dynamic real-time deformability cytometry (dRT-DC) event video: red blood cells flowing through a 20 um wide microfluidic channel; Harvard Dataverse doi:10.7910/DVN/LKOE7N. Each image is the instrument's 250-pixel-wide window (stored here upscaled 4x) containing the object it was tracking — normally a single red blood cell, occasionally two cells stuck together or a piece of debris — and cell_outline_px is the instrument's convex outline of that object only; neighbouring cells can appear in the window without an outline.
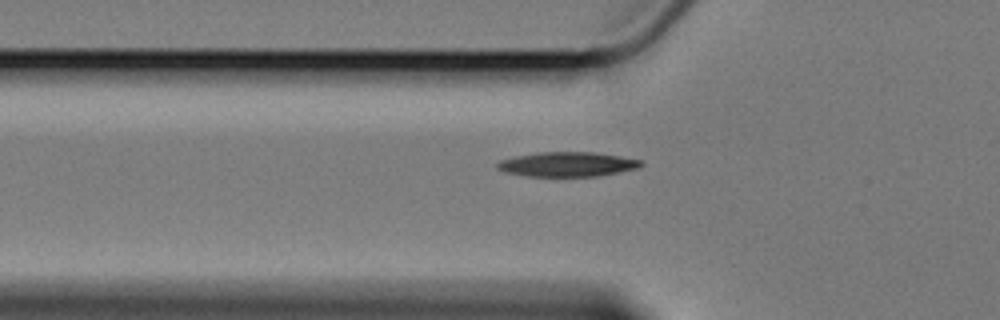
{"species": "Egyptian fruit bat (a non-hibernating species)", "species_latin": "Rousettus aegyptiacus", "temperature_condition": "cold", "stored_images_in_passage": 42, "camera_frame_rate_fps": 3000, "um_per_image_px": 0.085, "animal": {"sex": "female"}, "frame": {"image": 1, "passage_image": 3, "time_ms": 0.667, "image_size_px": [1000, 320], "cell_outline_px": [[644, 164], [640, 168], [600, 176], [524, 176], [504, 172], [496, 168], [496, 164], [500, 160], [516, 156], [536, 152], [592, 152], [620, 156], [640, 160]], "centroid_in_image_um": [48.22, 13.97], "position_along_channel_um": 77.6, "area_um2": 20.75}}
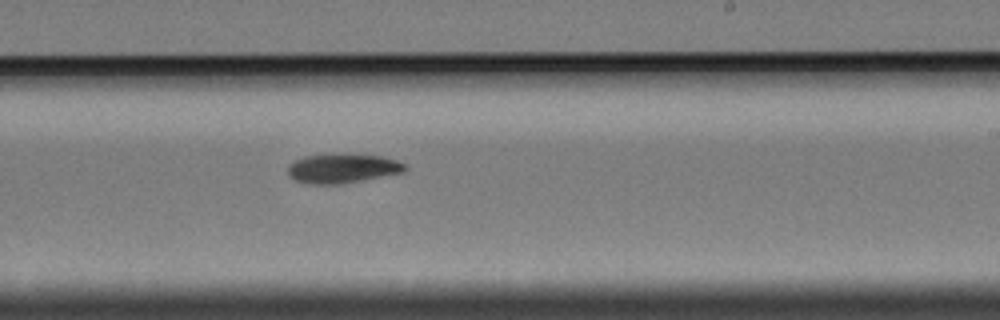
{"frame": {"image": 2, "passage_image": 19, "time_ms": 6.0, "image_size_px": [1000, 320], "cell_outline_px": [[408, 168], [404, 172], [340, 184], [308, 184], [296, 180], [288, 176], [288, 164], [304, 156], [380, 156], [396, 160], [408, 164]], "centroid_in_image_um": [29.12, 14.35], "position_along_channel_um": 259.9, "area_um2": 19.36}}
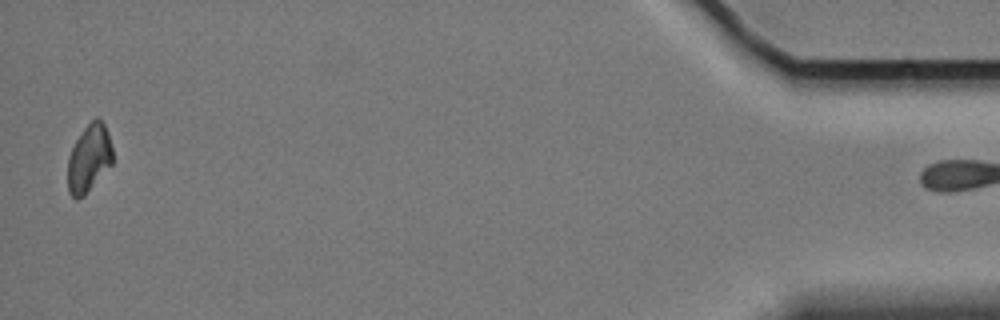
{"frame": {"image": 3, "passage_image": 41, "time_ms": 13.333, "image_size_px": [1000, 320], "cell_outline_px": [[112, 164], [84, 196], [76, 200], [68, 192], [68, 156], [76, 140], [84, 128], [96, 116], [104, 124], [108, 132], [112, 148]], "centroid_in_image_um": [7.56, 13.47], "position_along_channel_um": 427.6, "area_um2": 17.63}}